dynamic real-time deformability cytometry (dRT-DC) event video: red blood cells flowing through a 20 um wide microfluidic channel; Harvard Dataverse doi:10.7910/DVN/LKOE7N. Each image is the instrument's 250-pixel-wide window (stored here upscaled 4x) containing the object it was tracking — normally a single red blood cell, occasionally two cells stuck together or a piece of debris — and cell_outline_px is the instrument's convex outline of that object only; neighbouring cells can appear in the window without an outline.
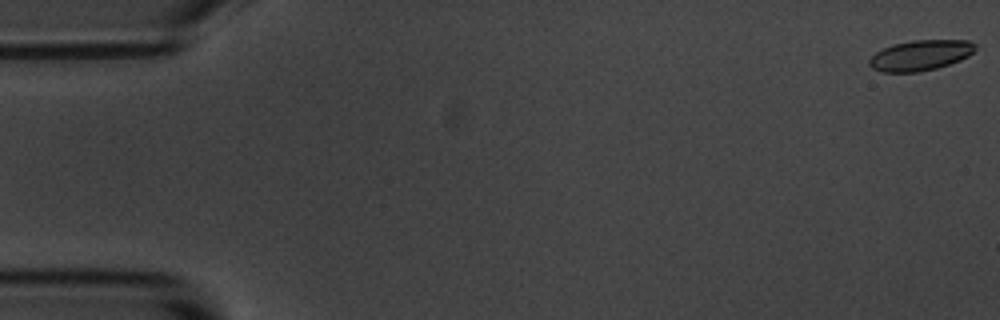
{"species": "common noctule bat (a hibernating species)", "species_latin": "Nyctalus noctula", "temperature_condition": "room temperature", "stored_images_in_passage": 15, "camera_frame_rate_fps": 3000, "um_per_image_px": 0.085, "animal": {"sex": "male", "body_mass_g": 20.1, "forearm_length_mm": 53.5}, "frame": {"image": 1, "passage_image": 1, "time_ms": 0.0, "image_size_px": [1000, 320], "cell_outline_px": [[976, 48], [968, 56], [960, 60], [936, 68], [920, 72], [884, 72], [872, 68], [868, 64], [868, 60], [876, 52], [892, 44], [912, 40], [968, 40], [976, 44]], "centroid_in_image_um": [78.22, 4.69], "position_along_channel_um": 6.8, "area_um2": 18.79}}
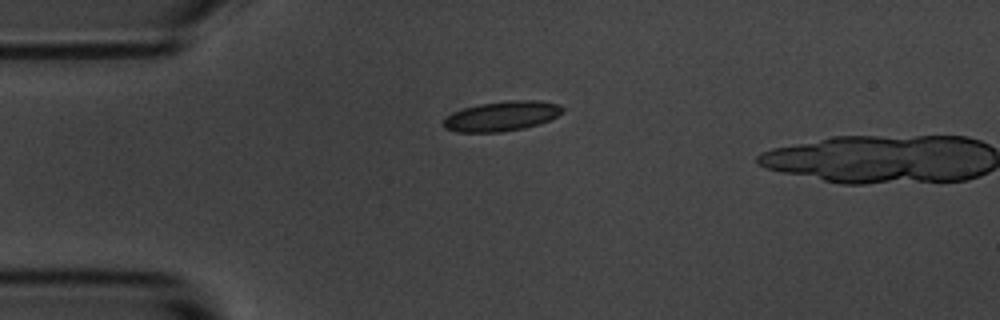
{"frame": {"image": 2, "passage_image": 14, "time_ms": 4.333, "image_size_px": [1000, 320], "cell_outline_px": [[564, 112], [540, 124], [524, 128], [500, 132], [456, 132], [444, 128], [444, 120], [448, 116], [464, 108], [480, 104], [508, 100], [540, 100], [556, 104], [564, 108]], "centroid_in_image_um": [42.68, 9.87], "position_along_channel_um": 42.3, "area_um2": 20.52}}